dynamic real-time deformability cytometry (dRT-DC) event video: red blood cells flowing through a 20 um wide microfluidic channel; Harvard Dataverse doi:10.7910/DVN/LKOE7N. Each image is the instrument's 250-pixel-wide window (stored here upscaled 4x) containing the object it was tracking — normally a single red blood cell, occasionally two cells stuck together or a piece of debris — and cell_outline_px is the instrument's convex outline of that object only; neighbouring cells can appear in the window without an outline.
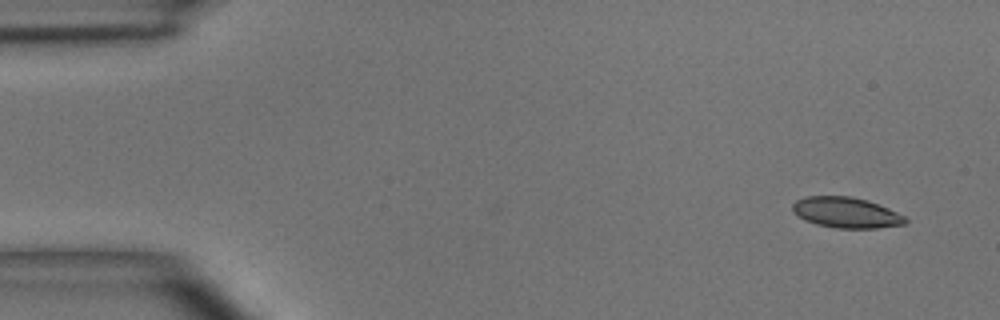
{"species": "common noctule bat (a hibernating species)", "species_latin": "Nyctalus noctula", "temperature_condition": "room temperature", "stored_images_in_passage": 4, "camera_frame_rate_fps": 3000, "um_per_image_px": 0.085, "animal": {"sex": "male", "body_mass_g": 15.6}, "frame": {"image": 1, "passage_image": 1, "time_ms": 0.0, "image_size_px": [1000, 320], "cell_outline_px": [[908, 220], [904, 224], [876, 228], [836, 228], [816, 224], [804, 220], [792, 212], [792, 204], [796, 200], [804, 196], [852, 196], [868, 200], [888, 208], [904, 216]], "centroid_in_image_um": [71.88, 18.06], "position_along_channel_um": 13.1, "area_um2": 20.23}}
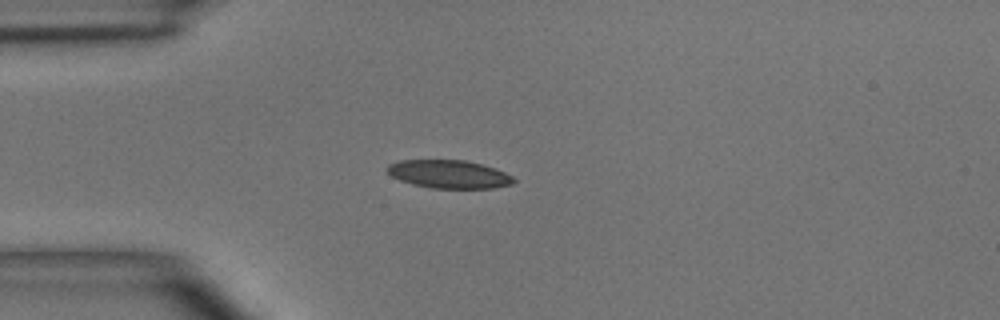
{"frame": {"image": 2, "passage_image": 4, "time_ms": 3.333, "image_size_px": [1000, 320], "cell_outline_px": [[516, 180], [512, 184], [492, 188], [432, 188], [412, 184], [400, 180], [392, 176], [384, 168], [388, 164], [396, 160], [464, 160], [496, 168], [512, 176]], "centroid_in_image_um": [38.13, 14.8], "position_along_channel_um": 46.9, "area_um2": 20.81}}